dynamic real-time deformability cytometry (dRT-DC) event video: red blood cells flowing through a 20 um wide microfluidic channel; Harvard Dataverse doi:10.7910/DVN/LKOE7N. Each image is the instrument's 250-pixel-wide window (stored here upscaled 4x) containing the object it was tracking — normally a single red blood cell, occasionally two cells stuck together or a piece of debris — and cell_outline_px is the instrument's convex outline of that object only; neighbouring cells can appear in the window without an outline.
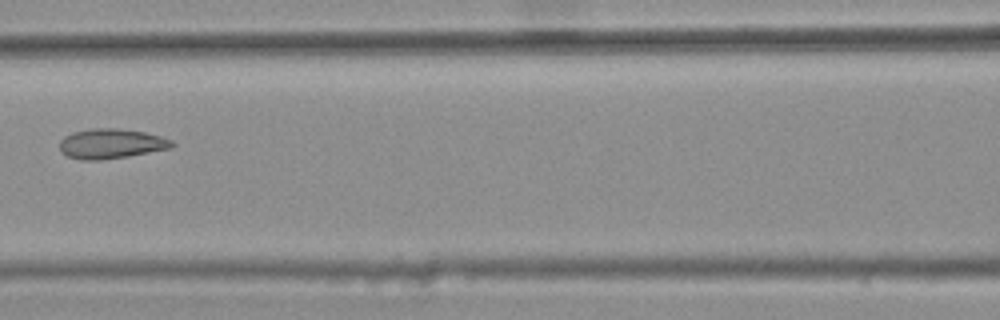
{"species": "common noctule bat (a hibernating species)", "species_latin": "Nyctalus noctula", "temperature_condition": "warm", "stored_images_in_passage": 6, "camera_frame_rate_fps": 3000, "um_per_image_px": 0.085, "animal": {"sex": "female", "body_mass_g": 25.1}, "frame": {"image": 1, "passage_image": 6, "time_ms": 1.667, "image_size_px": [1000, 320], "cell_outline_px": [[176, 144], [172, 148], [128, 156], [100, 160], [80, 160], [68, 156], [60, 152], [60, 140], [64, 136], [72, 132], [88, 128], [116, 128], [144, 132], [160, 136], [172, 140]], "centroid_in_image_um": [9.43, 12.21], "position_along_channel_um": 157.2, "area_um2": 19.71}}